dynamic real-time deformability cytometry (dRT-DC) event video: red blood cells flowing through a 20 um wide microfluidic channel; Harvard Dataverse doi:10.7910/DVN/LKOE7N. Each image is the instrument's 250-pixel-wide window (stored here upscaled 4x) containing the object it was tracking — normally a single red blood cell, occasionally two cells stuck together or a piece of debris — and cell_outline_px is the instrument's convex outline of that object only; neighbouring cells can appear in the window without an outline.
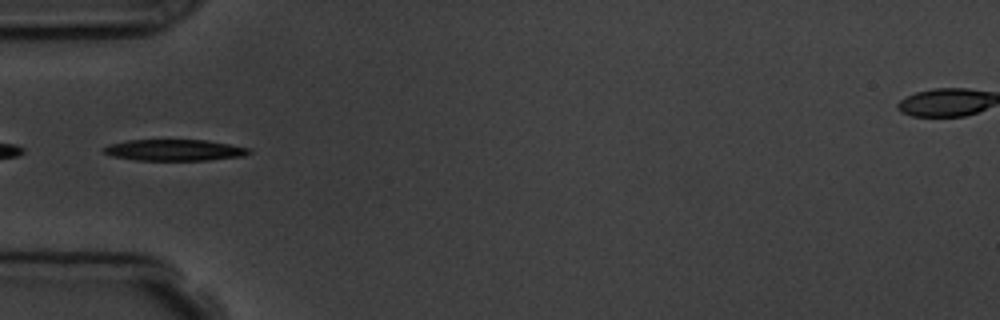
{"species": "common noctule bat (a hibernating species)", "species_latin": "Nyctalus noctula", "temperature_condition": "room temperature", "stored_images_in_passage": 4, "camera_frame_rate_fps": 3000, "um_per_image_px": 0.085, "animal": {"sex": "male", "body_mass_g": 19.5, "forearm_length_mm": 54.6}, "frame": {"image": 1, "passage_image": 3, "time_ms": 3.333, "image_size_px": [1000, 320], "cell_outline_px": [[252, 152], [244, 156], [208, 160], [136, 160], [112, 156], [104, 152], [104, 148], [112, 144], [128, 140], [208, 140], [252, 148]], "centroid_in_image_um": [14.92, 12.76], "position_along_channel_um": 70.1, "area_um2": 17.98}}